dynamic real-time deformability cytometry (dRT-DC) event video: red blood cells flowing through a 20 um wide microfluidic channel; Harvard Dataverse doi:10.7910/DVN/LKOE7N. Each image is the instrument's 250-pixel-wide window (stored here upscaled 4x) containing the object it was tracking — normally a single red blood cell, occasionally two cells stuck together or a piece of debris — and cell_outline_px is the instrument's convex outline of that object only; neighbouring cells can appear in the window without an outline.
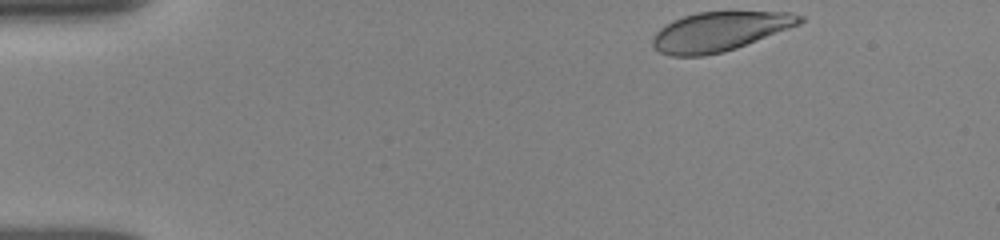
{"species": "human", "species_latin": "Homo sapiens", "temperature_condition": "room temperature", "stored_images_in_passage": 48, "camera_frame_rate_fps": 3000, "um_per_image_px": 0.085, "donor": {"sex": "female"}, "frame": {"image": 1, "passage_image": 1, "time_ms": 0.0, "image_size_px": [1000, 240], "cell_outline_px": [[804, 20], [800, 24], [736, 48], [724, 52], [704, 56], [672, 56], [660, 52], [652, 48], [652, 40], [656, 32], [664, 24], [672, 20], [684, 16], [700, 12], [792, 12], [804, 16]], "centroid_in_image_um": [61.14, 2.68], "position_along_channel_um": 23.9, "area_um2": 33.64}}
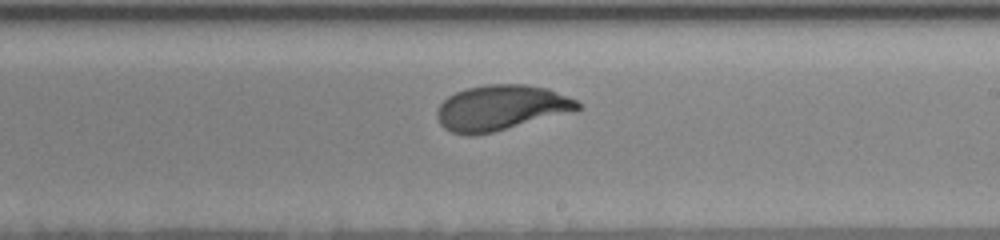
{"frame": {"image": 2, "passage_image": 27, "time_ms": 8.0, "image_size_px": [1000, 240], "cell_outline_px": [[580, 108], [576, 112], [492, 132], [472, 136], [464, 136], [452, 132], [444, 128], [440, 124], [436, 116], [436, 112], [440, 104], [448, 96], [456, 92], [468, 88], [488, 84], [524, 84], [548, 88], [568, 96], [576, 100], [580, 104]], "centroid_in_image_um": [42.6, 9.17], "position_along_channel_um": 246.4, "area_um2": 37.45}}
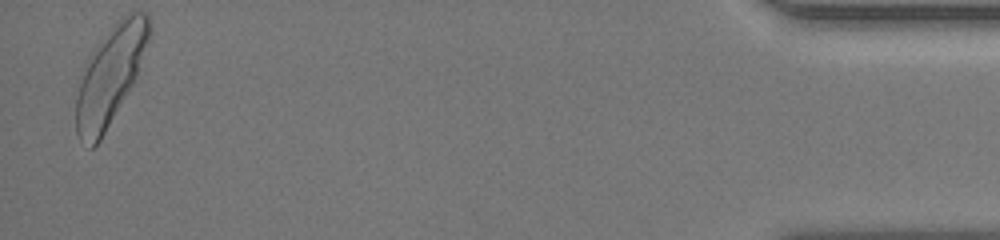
{"frame": {"image": 3, "passage_image": 47, "time_ms": 14.667, "image_size_px": [1000, 240], "cell_outline_px": [[152, 32], [148, 44], [136, 76], [132, 84], [100, 140], [92, 148], [88, 148], [80, 140], [76, 132], [76, 96], [88, 56], [96, 44], [120, 16], [128, 12], [144, 12], [148, 16], [152, 28]], "centroid_in_image_um": [9.38, 6.36], "position_along_channel_um": 425.8, "area_um2": 41.44}, "authors_computed_cell_mechanics": {"area_um2": 36.8764, "velocity_mm_per_s": 3.8622, "shape_relaxation_time_tau1_ms": 2.5372, "shape_relaxation_time_tau2_ms": null, "deformation_change_tau1": 0.1493, "deformation_change_tau2": null}}